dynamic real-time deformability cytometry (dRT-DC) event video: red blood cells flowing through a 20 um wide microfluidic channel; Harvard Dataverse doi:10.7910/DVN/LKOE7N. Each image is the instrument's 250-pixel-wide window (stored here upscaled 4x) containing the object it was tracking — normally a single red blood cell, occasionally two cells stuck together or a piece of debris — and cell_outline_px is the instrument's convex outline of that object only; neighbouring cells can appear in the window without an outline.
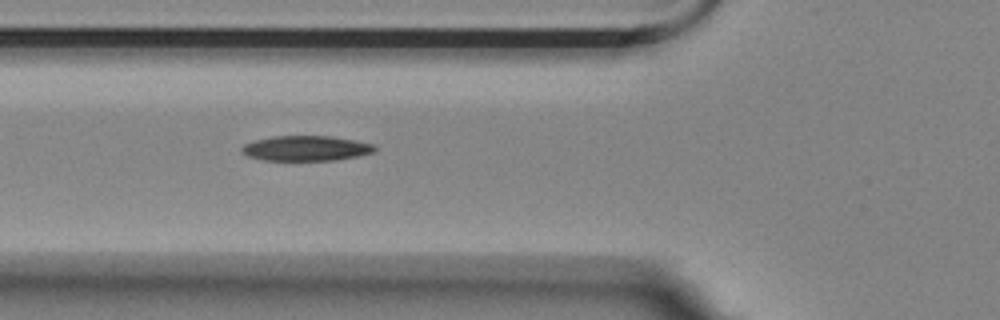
{"species": "Egyptian fruit bat (a non-hibernating species)", "species_latin": "Rousettus aegyptiacus", "temperature_condition": "room temperature", "stored_images_in_passage": 36, "camera_frame_rate_fps": 3000, "um_per_image_px": 0.085, "animal": {"sex": "female"}, "frame": {"image": 1, "passage_image": 3, "time_ms": 0.667, "image_size_px": [1000, 320], "cell_outline_px": [[376, 152], [336, 160], [264, 160], [248, 156], [240, 152], [240, 148], [244, 144], [256, 140], [272, 136], [332, 136], [356, 140], [376, 144]], "centroid_in_image_um": [26.04, 12.6], "position_along_channel_um": 99.8, "area_um2": 19.59}}
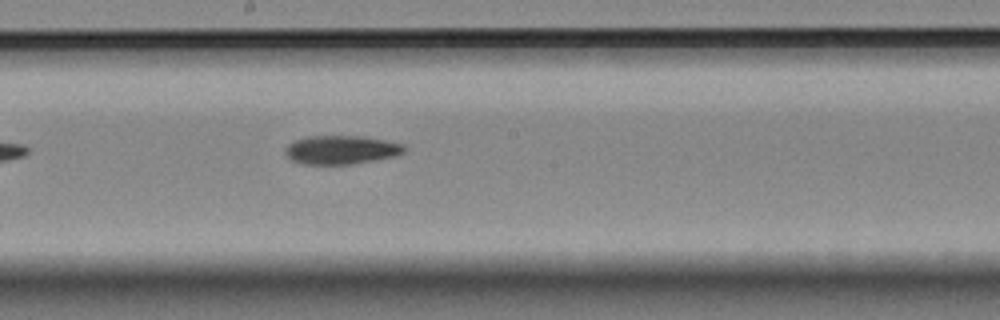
{"frame": {"image": 2, "passage_image": 13, "time_ms": 4.0, "image_size_px": [1000, 320], "cell_outline_px": [[404, 152], [396, 156], [376, 160], [352, 164], [304, 164], [292, 160], [284, 152], [284, 148], [288, 144], [296, 140], [308, 136], [360, 136], [384, 140], [404, 144]], "centroid_in_image_um": [29.0, 12.74], "position_along_channel_um": 219.2, "area_um2": 19.83}}
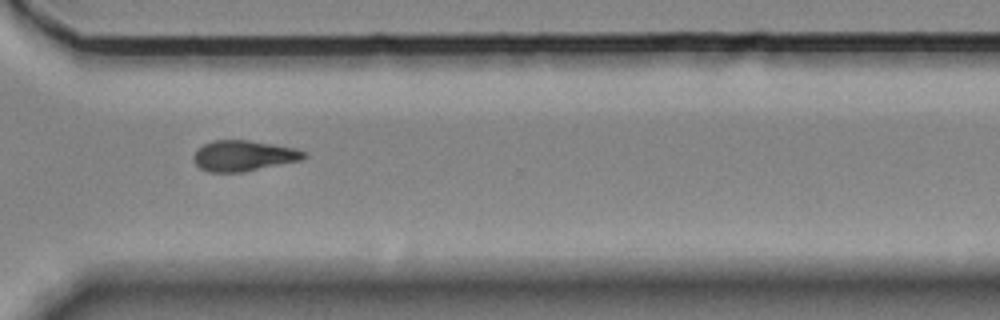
{"frame": {"image": 3, "passage_image": 24, "time_ms": 7.667, "image_size_px": [1000, 320], "cell_outline_px": [[308, 156], [300, 160], [244, 172], [208, 172], [200, 168], [196, 164], [192, 156], [204, 144], [212, 140], [248, 140], [296, 148], [304, 152]], "centroid_in_image_um": [20.69, 13.24], "position_along_channel_um": 349.9, "area_um2": 19.59}}